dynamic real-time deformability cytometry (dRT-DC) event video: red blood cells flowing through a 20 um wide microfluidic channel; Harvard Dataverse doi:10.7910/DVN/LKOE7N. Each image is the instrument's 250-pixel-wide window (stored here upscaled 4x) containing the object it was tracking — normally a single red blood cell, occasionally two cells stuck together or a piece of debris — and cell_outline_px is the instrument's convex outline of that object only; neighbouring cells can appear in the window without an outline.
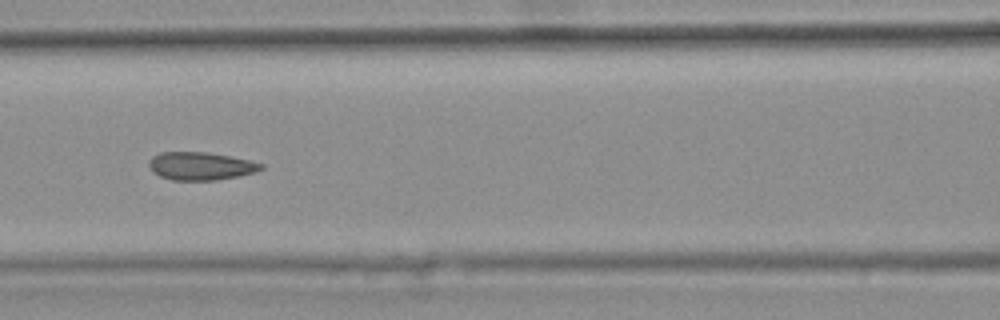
{"species": "common noctule bat (a hibernating species)", "species_latin": "Nyctalus noctula", "temperature_condition": "warm", "stored_images_in_passage": 43, "camera_frame_rate_fps": 3000, "um_per_image_px": 0.085, "animal": {"sex": "female", "body_mass_g": 25.1}, "frame": {"image": 1, "passage_image": 23, "time_ms": 7.333, "image_size_px": [1000, 320], "cell_outline_px": [[264, 168], [256, 172], [216, 180], [172, 180], [160, 176], [152, 172], [148, 164], [148, 160], [152, 156], [160, 152], [208, 152], [248, 160], [264, 164]], "centroid_in_image_um": [17.02, 14.11], "position_along_channel_um": 149.6, "area_um2": 18.26}, "authors_computed_cell_mechanics": {"area_um2": 18.6694, "velocity_mm_per_s": 3.7476, "shape_relaxation_time_tau1_ms": null, "shape_relaxation_time_tau2_ms": 1.3138, "deformation_change_tau1": null, "deformation_change_tau2": 0.0772}}